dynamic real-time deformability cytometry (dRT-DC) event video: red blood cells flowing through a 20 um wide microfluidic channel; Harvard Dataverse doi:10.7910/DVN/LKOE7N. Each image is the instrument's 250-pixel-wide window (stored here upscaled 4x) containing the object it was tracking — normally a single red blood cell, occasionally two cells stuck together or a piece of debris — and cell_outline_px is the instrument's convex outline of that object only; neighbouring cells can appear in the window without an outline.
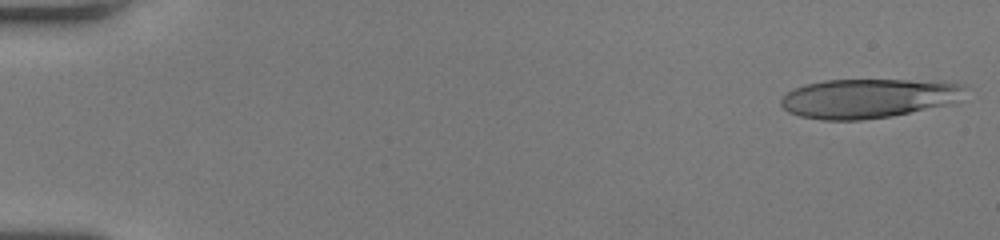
{"species": "human", "species_latin": "Homo sapiens", "temperature_condition": "room temperature", "stored_images_in_passage": 52, "camera_frame_rate_fps": 3000, "um_per_image_px": 0.085, "donor": {"sex": "female"}, "frame": {"image": 1, "passage_image": 1, "time_ms": 0.0, "image_size_px": [1000, 240], "cell_outline_px": [[968, 88], [956, 104], [892, 116], [860, 120], [824, 120], [800, 116], [788, 112], [780, 104], [780, 100], [792, 88], [804, 84], [824, 80], [940, 80], [964, 84]], "centroid_in_image_um": [73.9, 8.35], "position_along_channel_um": 11.1, "area_um2": 43.06}}
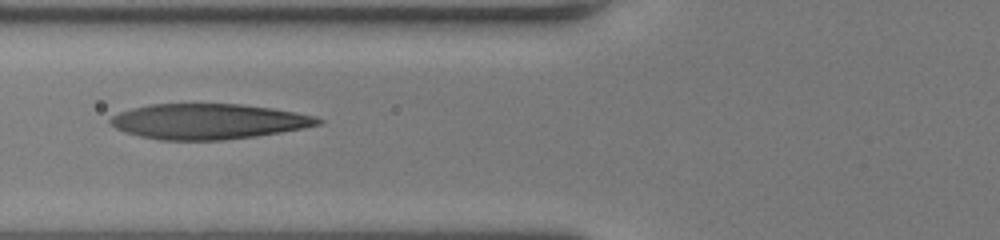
{"frame": {"image": 2, "passage_image": 21, "time_ms": 6.667, "image_size_px": [1000, 240], "cell_outline_px": [[324, 120], [320, 124], [280, 132], [256, 136], [224, 140], [160, 140], [140, 136], [124, 132], [116, 128], [108, 120], [112, 116], [120, 112], [132, 108], [152, 104], [240, 104], [272, 108], [296, 112], [312, 116]], "centroid_in_image_um": [17.68, 10.32], "position_along_channel_um": 108.1, "area_um2": 42.54}}
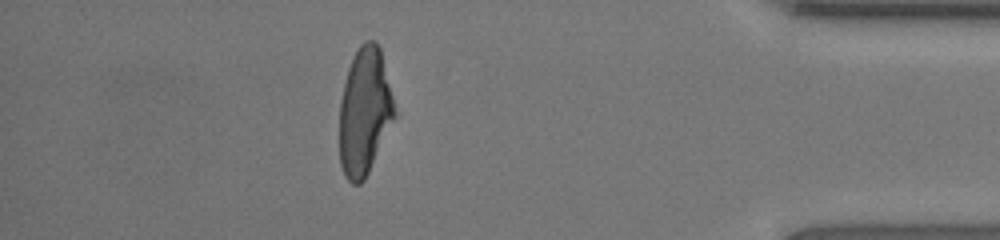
{"frame": {"image": 3, "passage_image": 46, "time_ms": 15.0, "image_size_px": [1000, 240], "cell_outline_px": [[396, 116], [364, 180], [360, 184], [352, 184], [344, 176], [340, 164], [340, 100], [348, 68], [360, 44], [364, 40], [376, 40], [380, 48], [392, 96]], "centroid_in_image_um": [30.98, 9.5], "position_along_channel_um": 404.2, "area_um2": 40.46}, "authors_computed_cell_mechanics": {"area_um2": 42.772, "velocity_mm_per_s": 3.9989, "shape_relaxation_time_tau1_ms": 6.7126, "shape_relaxation_time_tau2_ms": 1.3555, "deformation_change_tau1": 0.2834, "deformation_change_tau2": 0.1078}}